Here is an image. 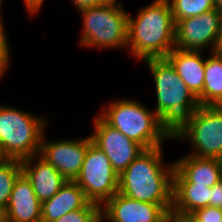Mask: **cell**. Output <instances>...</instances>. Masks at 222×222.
I'll use <instances>...</instances> for the list:
<instances>
[{"label":"cell","mask_w":222,"mask_h":222,"mask_svg":"<svg viewBox=\"0 0 222 222\" xmlns=\"http://www.w3.org/2000/svg\"><path fill=\"white\" fill-rule=\"evenodd\" d=\"M101 110L100 116L109 125L144 149L162 146L164 140L172 139V131L155 111L138 101L119 99Z\"/></svg>","instance_id":"4"},{"label":"cell","mask_w":222,"mask_h":222,"mask_svg":"<svg viewBox=\"0 0 222 222\" xmlns=\"http://www.w3.org/2000/svg\"><path fill=\"white\" fill-rule=\"evenodd\" d=\"M188 218L193 222H222V208L207 206L192 212Z\"/></svg>","instance_id":"23"},{"label":"cell","mask_w":222,"mask_h":222,"mask_svg":"<svg viewBox=\"0 0 222 222\" xmlns=\"http://www.w3.org/2000/svg\"><path fill=\"white\" fill-rule=\"evenodd\" d=\"M74 181L90 202L100 206L119 190L118 173L107 155L92 142L90 135L83 166Z\"/></svg>","instance_id":"8"},{"label":"cell","mask_w":222,"mask_h":222,"mask_svg":"<svg viewBox=\"0 0 222 222\" xmlns=\"http://www.w3.org/2000/svg\"><path fill=\"white\" fill-rule=\"evenodd\" d=\"M74 7L82 9L85 7L99 6L111 2L112 0H71Z\"/></svg>","instance_id":"26"},{"label":"cell","mask_w":222,"mask_h":222,"mask_svg":"<svg viewBox=\"0 0 222 222\" xmlns=\"http://www.w3.org/2000/svg\"><path fill=\"white\" fill-rule=\"evenodd\" d=\"M89 202L75 181H67L53 197L42 203L41 222H54L71 211L84 208Z\"/></svg>","instance_id":"17"},{"label":"cell","mask_w":222,"mask_h":222,"mask_svg":"<svg viewBox=\"0 0 222 222\" xmlns=\"http://www.w3.org/2000/svg\"><path fill=\"white\" fill-rule=\"evenodd\" d=\"M175 24L214 9V0H168Z\"/></svg>","instance_id":"21"},{"label":"cell","mask_w":222,"mask_h":222,"mask_svg":"<svg viewBox=\"0 0 222 222\" xmlns=\"http://www.w3.org/2000/svg\"><path fill=\"white\" fill-rule=\"evenodd\" d=\"M221 30L222 17L215 9L184 18L176 23L175 48L203 52L211 46L213 52Z\"/></svg>","instance_id":"9"},{"label":"cell","mask_w":222,"mask_h":222,"mask_svg":"<svg viewBox=\"0 0 222 222\" xmlns=\"http://www.w3.org/2000/svg\"><path fill=\"white\" fill-rule=\"evenodd\" d=\"M209 206L222 207V180L211 187Z\"/></svg>","instance_id":"25"},{"label":"cell","mask_w":222,"mask_h":222,"mask_svg":"<svg viewBox=\"0 0 222 222\" xmlns=\"http://www.w3.org/2000/svg\"><path fill=\"white\" fill-rule=\"evenodd\" d=\"M93 122L94 132L90 134L91 140L107 155L112 167L120 176L145 149L109 125L100 115L95 117Z\"/></svg>","instance_id":"10"},{"label":"cell","mask_w":222,"mask_h":222,"mask_svg":"<svg viewBox=\"0 0 222 222\" xmlns=\"http://www.w3.org/2000/svg\"><path fill=\"white\" fill-rule=\"evenodd\" d=\"M47 120L12 106L0 105V145L10 159L39 154Z\"/></svg>","instance_id":"5"},{"label":"cell","mask_w":222,"mask_h":222,"mask_svg":"<svg viewBox=\"0 0 222 222\" xmlns=\"http://www.w3.org/2000/svg\"><path fill=\"white\" fill-rule=\"evenodd\" d=\"M42 203L35 195L31 181L22 172L14 183L1 222H41Z\"/></svg>","instance_id":"13"},{"label":"cell","mask_w":222,"mask_h":222,"mask_svg":"<svg viewBox=\"0 0 222 222\" xmlns=\"http://www.w3.org/2000/svg\"><path fill=\"white\" fill-rule=\"evenodd\" d=\"M54 222H101V206L89 202L84 208L71 211Z\"/></svg>","instance_id":"22"},{"label":"cell","mask_w":222,"mask_h":222,"mask_svg":"<svg viewBox=\"0 0 222 222\" xmlns=\"http://www.w3.org/2000/svg\"><path fill=\"white\" fill-rule=\"evenodd\" d=\"M168 222H193L188 217L170 214Z\"/></svg>","instance_id":"28"},{"label":"cell","mask_w":222,"mask_h":222,"mask_svg":"<svg viewBox=\"0 0 222 222\" xmlns=\"http://www.w3.org/2000/svg\"><path fill=\"white\" fill-rule=\"evenodd\" d=\"M171 209L172 204L138 201L117 192L101 206V222H168Z\"/></svg>","instance_id":"11"},{"label":"cell","mask_w":222,"mask_h":222,"mask_svg":"<svg viewBox=\"0 0 222 222\" xmlns=\"http://www.w3.org/2000/svg\"><path fill=\"white\" fill-rule=\"evenodd\" d=\"M153 75L157 106L155 113L173 132L199 106L198 98L166 58L143 60Z\"/></svg>","instance_id":"3"},{"label":"cell","mask_w":222,"mask_h":222,"mask_svg":"<svg viewBox=\"0 0 222 222\" xmlns=\"http://www.w3.org/2000/svg\"><path fill=\"white\" fill-rule=\"evenodd\" d=\"M25 7L30 15H34L40 11V8L45 0H23Z\"/></svg>","instance_id":"27"},{"label":"cell","mask_w":222,"mask_h":222,"mask_svg":"<svg viewBox=\"0 0 222 222\" xmlns=\"http://www.w3.org/2000/svg\"><path fill=\"white\" fill-rule=\"evenodd\" d=\"M43 135L39 155L67 180L74 181L83 166L89 136L76 139L46 141Z\"/></svg>","instance_id":"12"},{"label":"cell","mask_w":222,"mask_h":222,"mask_svg":"<svg viewBox=\"0 0 222 222\" xmlns=\"http://www.w3.org/2000/svg\"><path fill=\"white\" fill-rule=\"evenodd\" d=\"M3 24L4 23H0V79L6 70H8L11 60L9 41L7 39L8 37H6Z\"/></svg>","instance_id":"24"},{"label":"cell","mask_w":222,"mask_h":222,"mask_svg":"<svg viewBox=\"0 0 222 222\" xmlns=\"http://www.w3.org/2000/svg\"><path fill=\"white\" fill-rule=\"evenodd\" d=\"M9 160L10 158L7 156L3 147L0 145V166L4 165Z\"/></svg>","instance_id":"30"},{"label":"cell","mask_w":222,"mask_h":222,"mask_svg":"<svg viewBox=\"0 0 222 222\" xmlns=\"http://www.w3.org/2000/svg\"><path fill=\"white\" fill-rule=\"evenodd\" d=\"M211 188L195 183H173L171 214L188 217L209 206Z\"/></svg>","instance_id":"18"},{"label":"cell","mask_w":222,"mask_h":222,"mask_svg":"<svg viewBox=\"0 0 222 222\" xmlns=\"http://www.w3.org/2000/svg\"><path fill=\"white\" fill-rule=\"evenodd\" d=\"M205 62L203 92L197 97L200 106H218L222 102V58L209 53Z\"/></svg>","instance_id":"19"},{"label":"cell","mask_w":222,"mask_h":222,"mask_svg":"<svg viewBox=\"0 0 222 222\" xmlns=\"http://www.w3.org/2000/svg\"><path fill=\"white\" fill-rule=\"evenodd\" d=\"M173 162V183H195L211 188L222 180V159L186 154Z\"/></svg>","instance_id":"14"},{"label":"cell","mask_w":222,"mask_h":222,"mask_svg":"<svg viewBox=\"0 0 222 222\" xmlns=\"http://www.w3.org/2000/svg\"><path fill=\"white\" fill-rule=\"evenodd\" d=\"M213 52L220 58H222V30L219 33L217 44Z\"/></svg>","instance_id":"29"},{"label":"cell","mask_w":222,"mask_h":222,"mask_svg":"<svg viewBox=\"0 0 222 222\" xmlns=\"http://www.w3.org/2000/svg\"><path fill=\"white\" fill-rule=\"evenodd\" d=\"M21 165L22 172L31 181L35 195L41 203L53 197L67 182L59 171L39 154L22 160Z\"/></svg>","instance_id":"15"},{"label":"cell","mask_w":222,"mask_h":222,"mask_svg":"<svg viewBox=\"0 0 222 222\" xmlns=\"http://www.w3.org/2000/svg\"><path fill=\"white\" fill-rule=\"evenodd\" d=\"M189 90L198 97L203 92L206 57L202 51L174 48L165 57Z\"/></svg>","instance_id":"16"},{"label":"cell","mask_w":222,"mask_h":222,"mask_svg":"<svg viewBox=\"0 0 222 222\" xmlns=\"http://www.w3.org/2000/svg\"><path fill=\"white\" fill-rule=\"evenodd\" d=\"M2 3H3V0H0V23H2V19H3V16L1 15L2 13V11H1V5H2Z\"/></svg>","instance_id":"32"},{"label":"cell","mask_w":222,"mask_h":222,"mask_svg":"<svg viewBox=\"0 0 222 222\" xmlns=\"http://www.w3.org/2000/svg\"><path fill=\"white\" fill-rule=\"evenodd\" d=\"M83 19L80 44L85 47L126 48L128 43V15L122 3H109L79 9Z\"/></svg>","instance_id":"6"},{"label":"cell","mask_w":222,"mask_h":222,"mask_svg":"<svg viewBox=\"0 0 222 222\" xmlns=\"http://www.w3.org/2000/svg\"><path fill=\"white\" fill-rule=\"evenodd\" d=\"M218 106L222 109V102Z\"/></svg>","instance_id":"33"},{"label":"cell","mask_w":222,"mask_h":222,"mask_svg":"<svg viewBox=\"0 0 222 222\" xmlns=\"http://www.w3.org/2000/svg\"><path fill=\"white\" fill-rule=\"evenodd\" d=\"M173 139L188 140L192 156L222 159V109L199 106L172 132Z\"/></svg>","instance_id":"7"},{"label":"cell","mask_w":222,"mask_h":222,"mask_svg":"<svg viewBox=\"0 0 222 222\" xmlns=\"http://www.w3.org/2000/svg\"><path fill=\"white\" fill-rule=\"evenodd\" d=\"M214 9L221 15L222 17V0H214Z\"/></svg>","instance_id":"31"},{"label":"cell","mask_w":222,"mask_h":222,"mask_svg":"<svg viewBox=\"0 0 222 222\" xmlns=\"http://www.w3.org/2000/svg\"><path fill=\"white\" fill-rule=\"evenodd\" d=\"M21 173L22 165L20 160L10 159L0 166V214L6 209L14 183Z\"/></svg>","instance_id":"20"},{"label":"cell","mask_w":222,"mask_h":222,"mask_svg":"<svg viewBox=\"0 0 222 222\" xmlns=\"http://www.w3.org/2000/svg\"><path fill=\"white\" fill-rule=\"evenodd\" d=\"M135 17L128 15L126 48L137 60L165 58L175 48L176 29L168 0H154Z\"/></svg>","instance_id":"1"},{"label":"cell","mask_w":222,"mask_h":222,"mask_svg":"<svg viewBox=\"0 0 222 222\" xmlns=\"http://www.w3.org/2000/svg\"><path fill=\"white\" fill-rule=\"evenodd\" d=\"M162 146L145 149L119 176L118 192L138 201L172 204L174 162L164 165Z\"/></svg>","instance_id":"2"}]
</instances>
